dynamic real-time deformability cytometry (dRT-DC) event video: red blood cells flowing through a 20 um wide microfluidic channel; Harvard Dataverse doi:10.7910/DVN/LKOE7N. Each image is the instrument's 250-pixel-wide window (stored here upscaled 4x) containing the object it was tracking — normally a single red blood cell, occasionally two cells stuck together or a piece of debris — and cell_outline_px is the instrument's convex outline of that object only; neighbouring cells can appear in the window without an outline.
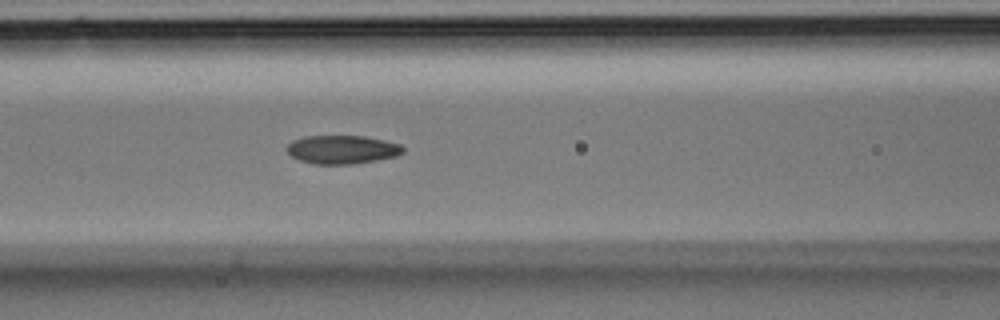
{"species": "Egyptian fruit bat (a non-hibernating species)", "species_latin": "Rousettus aegyptiacus", "temperature_condition": "room temperature", "stored_images_in_passage": 18, "camera_frame_rate_fps": 3000, "um_per_image_px": 0.085, "animal": {"sex": "male"}, "frame": {"image": 1, "passage_image": 7, "time_ms": 2.0, "image_size_px": [1000, 320], "cell_outline_px": [[404, 152], [396, 156], [376, 160], [348, 164], [316, 164], [300, 160], [292, 156], [288, 152], [288, 144], [292, 140], [304, 136], [364, 136], [384, 140], [400, 144], [404, 148]], "centroid_in_image_um": [29.09, 12.7], "position_along_channel_um": 137.5, "area_um2": 19.13}}
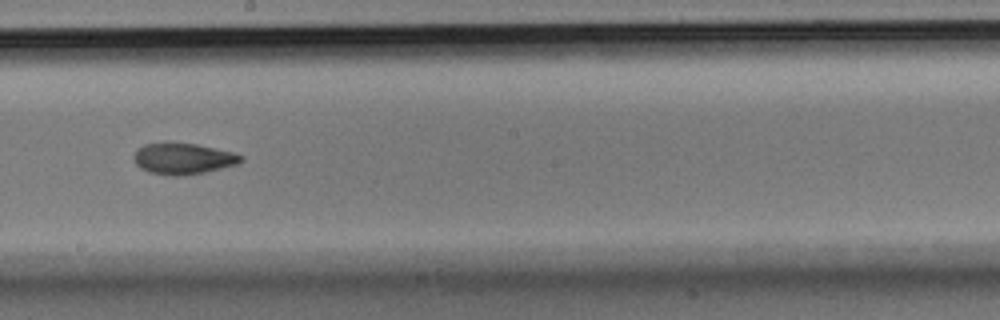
{"frame": {"image": 2, "passage_image": 12, "time_ms": 3.667, "image_size_px": [1000, 320], "cell_outline_px": [[244, 160], [236, 164], [204, 172], [180, 176], [176, 176], [148, 172], [140, 168], [136, 164], [132, 156], [136, 148], [144, 144], [168, 140], [196, 144], [232, 152], [244, 156]], "centroid_in_image_um": [15.49, 13.44], "position_along_channel_um": 232.7, "area_um2": 19.88}}
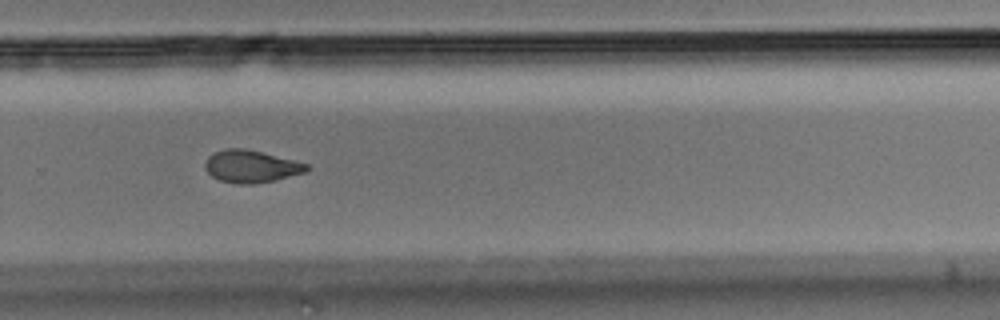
{"frame": {"image": 3, "passage_image": 16, "time_ms": 5.0, "image_size_px": [1000, 320], "cell_outline_px": [[312, 168], [304, 172], [256, 184], [236, 184], [220, 180], [212, 176], [204, 168], [204, 164], [208, 156], [212, 152], [224, 148], [244, 148], [308, 164]], "centroid_in_image_um": [21.28, 14.14], "position_along_channel_um": 308.5, "area_um2": 19.02}}